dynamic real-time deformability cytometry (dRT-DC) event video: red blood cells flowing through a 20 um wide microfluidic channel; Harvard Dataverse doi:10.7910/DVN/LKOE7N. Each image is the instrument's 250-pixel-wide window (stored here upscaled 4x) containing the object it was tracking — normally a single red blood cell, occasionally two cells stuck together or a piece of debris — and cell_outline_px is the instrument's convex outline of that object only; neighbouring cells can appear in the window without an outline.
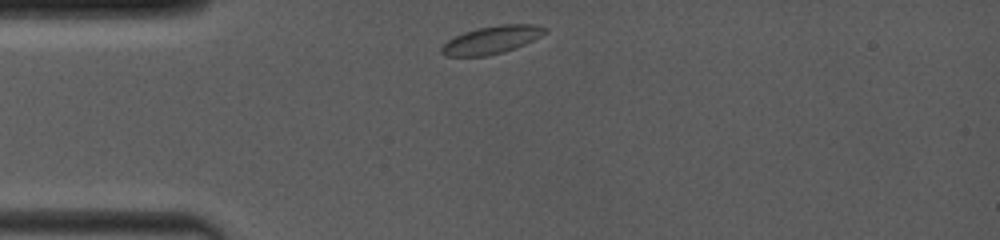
{"species": "common noctule bat (a hibernating species)", "species_latin": "Nyctalus noctula", "temperature_condition": "room temperature", "stored_images_in_passage": 26, "camera_frame_rate_fps": 4000, "um_per_image_px": 0.085, "animal": {"sex": "female", "body_mass_g": 19.0, "forearm_length_mm": 53.3}, "frame": {"image": 1, "passage_image": 1, "time_ms": 0.0, "image_size_px": [1000, 240], "cell_outline_px": [[548, 32], [516, 48], [504, 52], [484, 56], [448, 56], [440, 52], [440, 48], [448, 40], [464, 32], [476, 28], [500, 24], [536, 24], [548, 28]], "centroid_in_image_um": [41.82, 3.37], "position_along_channel_um": 43.2, "area_um2": 16.76}}
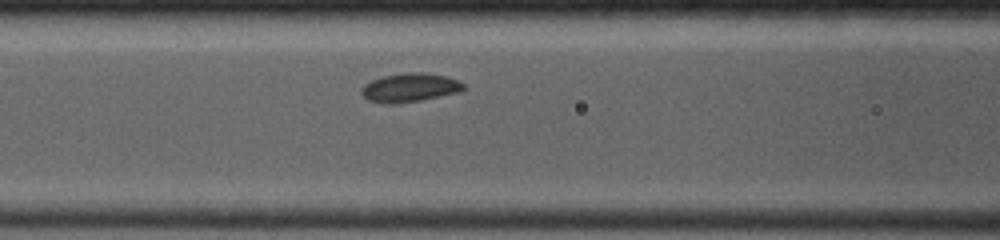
{"frame": {"image": 2, "passage_image": 14, "time_ms": 2.75, "image_size_px": [1000, 240], "cell_outline_px": [[464, 92], [420, 100], [392, 104], [384, 104], [368, 100], [360, 92], [360, 88], [364, 84], [372, 80], [384, 76], [404, 72], [424, 72], [448, 76], [464, 84]], "centroid_in_image_um": [34.85, 7.44], "position_along_channel_um": 131.8, "area_um2": 17.34}}
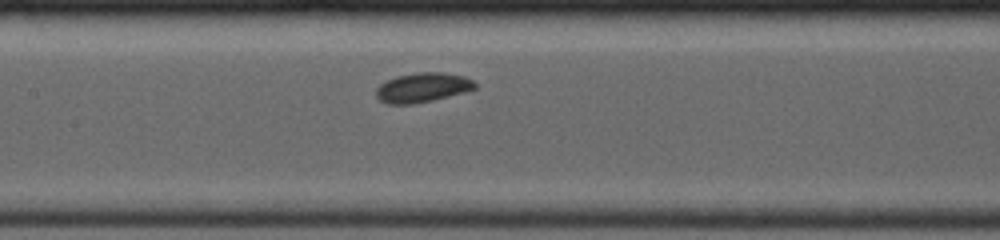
{"frame": {"image": 3, "passage_image": 21, "time_ms": 3.75, "image_size_px": [1000, 240], "cell_outline_px": [[476, 88], [464, 92], [432, 100], [412, 104], [388, 104], [380, 100], [376, 96], [376, 88], [380, 84], [396, 76], [416, 72], [444, 72], [464, 76], [472, 80], [476, 84]], "centroid_in_image_um": [35.9, 7.43], "position_along_channel_um": 171.5, "area_um2": 16.94}}